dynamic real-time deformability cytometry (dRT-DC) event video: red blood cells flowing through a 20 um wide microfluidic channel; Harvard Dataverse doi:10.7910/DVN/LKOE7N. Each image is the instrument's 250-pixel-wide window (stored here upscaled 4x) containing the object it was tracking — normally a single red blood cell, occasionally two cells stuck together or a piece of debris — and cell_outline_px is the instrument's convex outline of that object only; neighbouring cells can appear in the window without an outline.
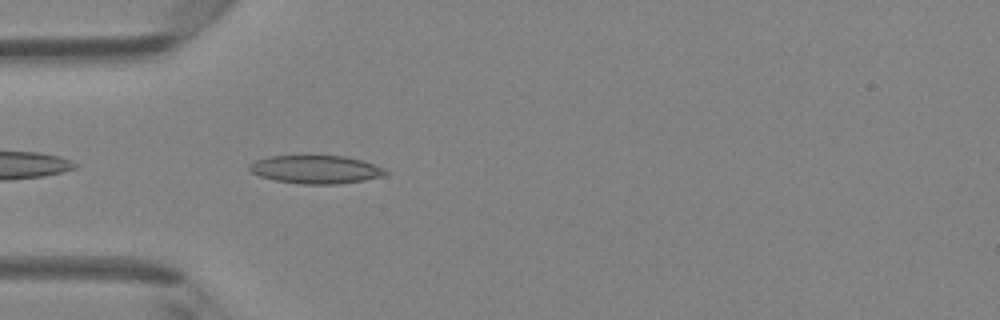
{"species": "Egyptian fruit bat (a non-hibernating species)", "species_latin": "Rousettus aegyptiacus", "temperature_condition": "room temperature", "stored_images_in_passage": 35, "camera_frame_rate_fps": 3000, "um_per_image_px": 0.085, "animal": {"sex": "female"}, "frame": {"image": 1, "passage_image": 2, "time_ms": 0.333, "image_size_px": [1000, 320], "cell_outline_px": [[388, 172], [384, 176], [364, 180], [340, 184], [300, 184], [276, 180], [260, 176], [252, 172], [248, 168], [248, 164], [256, 160], [268, 156], [308, 152], [344, 156], [360, 160], [384, 168]], "centroid_in_image_um": [26.79, 14.35], "position_along_channel_um": 58.2, "area_um2": 23.35}}
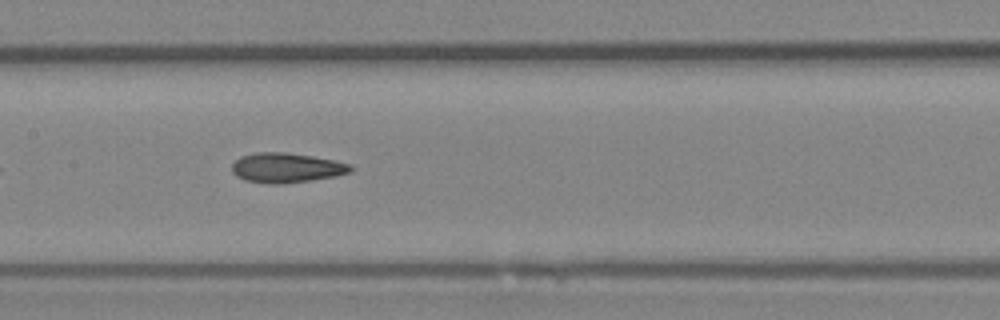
{"frame": {"image": 2, "passage_image": 11, "time_ms": 3.333, "image_size_px": [1000, 320], "cell_outline_px": [[356, 168], [352, 172], [336, 176], [312, 180], [280, 184], [268, 184], [244, 180], [236, 176], [232, 172], [232, 164], [240, 156], [256, 152], [284, 152], [312, 156], [336, 160], [352, 164]], "centroid_in_image_um": [24.39, 14.26], "position_along_channel_um": 183.0, "area_um2": 20.92}}
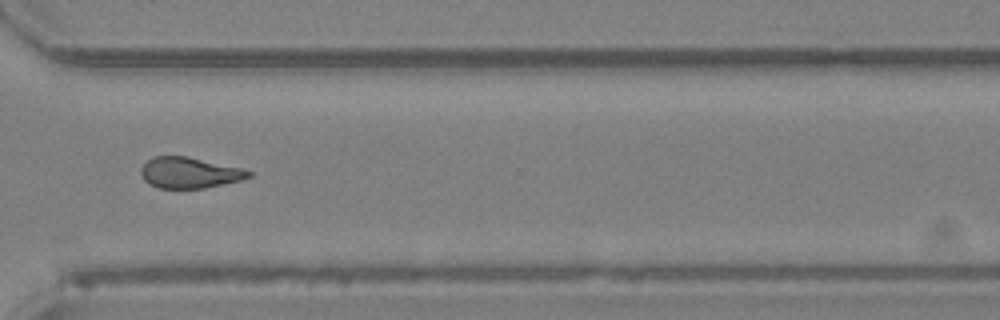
{"frame": {"image": 3, "passage_image": 23, "time_ms": 7.333, "image_size_px": [1000, 320], "cell_outline_px": [[252, 176], [240, 180], [204, 188], [156, 188], [148, 184], [144, 180], [140, 172], [140, 168], [152, 156], [188, 156], [240, 168], [252, 172]], "centroid_in_image_um": [16.05, 14.68], "position_along_channel_um": 354.5, "area_um2": 19.36}, "authors_computed_cell_mechanics": {"area_um2": 20.1144, "velocity_mm_per_s": 4.2758, "shape_relaxation_time_tau1_ms": 8.4249, "shape_relaxation_time_tau2_ms": 3.0436, "deformation_change_tau1": 0.1714, "deformation_change_tau2": 0.1086}}